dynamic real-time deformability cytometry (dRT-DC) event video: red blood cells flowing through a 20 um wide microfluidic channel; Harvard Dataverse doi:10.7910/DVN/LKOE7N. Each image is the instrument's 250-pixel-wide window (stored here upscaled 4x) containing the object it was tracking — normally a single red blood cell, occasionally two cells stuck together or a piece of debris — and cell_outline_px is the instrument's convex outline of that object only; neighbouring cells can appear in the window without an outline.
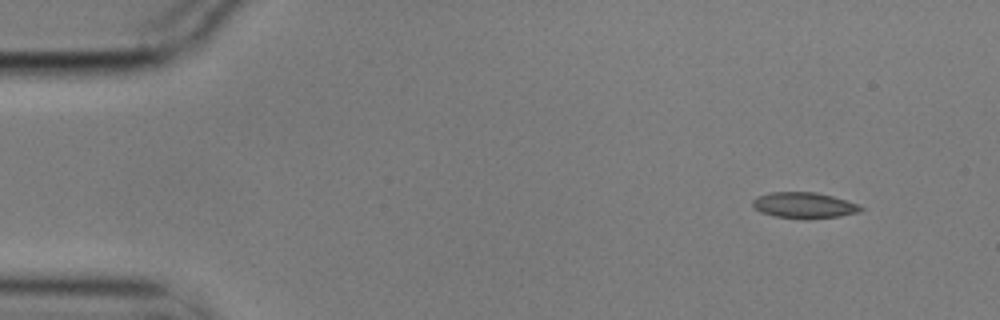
{"species": "common noctule bat (a hibernating species)", "species_latin": "Nyctalus noctula", "temperature_condition": "cold", "stored_images_in_passage": 5, "camera_frame_rate_fps": 3000, "um_per_image_px": 0.085, "animal": {"sex": "male", "body_mass_g": 17.9}, "frame": {"image": 1, "passage_image": 2, "time_ms": 0.333, "image_size_px": [1000, 320], "cell_outline_px": [[864, 208], [860, 212], [840, 216], [808, 220], [804, 220], [776, 216], [760, 212], [752, 204], [752, 200], [760, 196], [772, 192], [816, 192], [832, 196], [856, 204]], "centroid_in_image_um": [68.35, 17.47], "position_along_channel_um": 16.6, "area_um2": 16.3}}
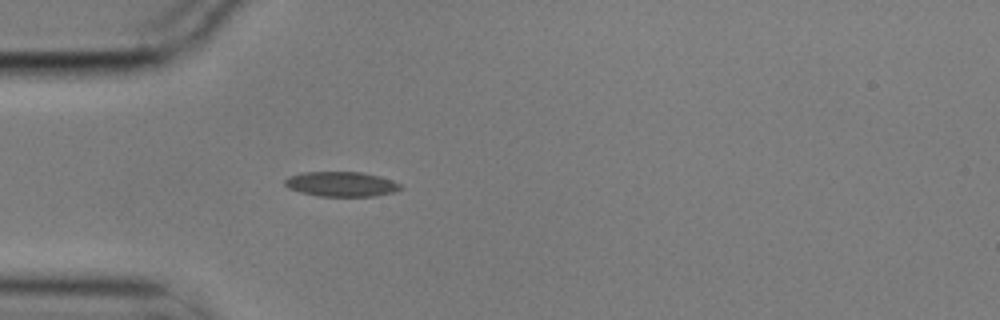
{"frame": {"image": 2, "passage_image": 5, "time_ms": 1.333, "image_size_px": [1000, 320], "cell_outline_px": [[404, 188], [396, 192], [372, 196], [320, 196], [300, 192], [288, 188], [284, 184], [284, 180], [288, 176], [304, 172], [360, 172], [380, 176], [392, 180], [400, 184]], "centroid_in_image_um": [29.02, 15.65], "position_along_channel_um": 56.0, "area_um2": 16.82}}